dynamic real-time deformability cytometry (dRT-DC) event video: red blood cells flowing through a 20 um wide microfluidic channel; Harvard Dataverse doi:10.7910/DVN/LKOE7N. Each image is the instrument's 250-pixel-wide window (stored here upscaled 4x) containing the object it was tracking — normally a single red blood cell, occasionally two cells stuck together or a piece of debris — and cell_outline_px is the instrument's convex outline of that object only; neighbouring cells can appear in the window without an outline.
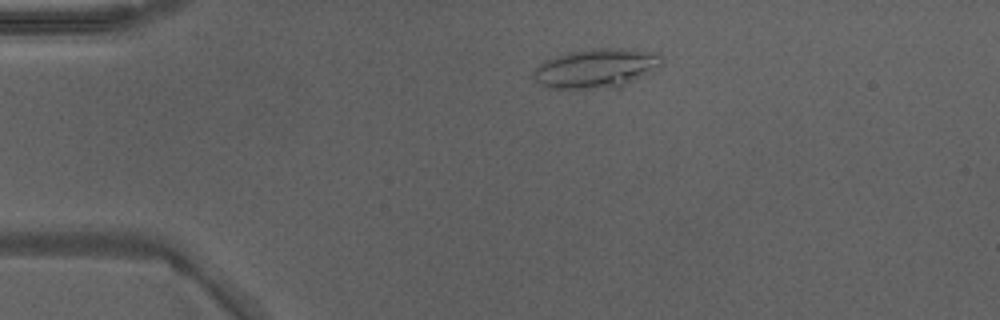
{"species": "Egyptian fruit bat (a non-hibernating species)", "species_latin": "Rousettus aegyptiacus", "temperature_condition": "warm", "stored_images_in_passage": 39, "camera_frame_rate_fps": 3000, "um_per_image_px": 0.085, "animal": {"sex": "male"}, "frame": {"image": 1, "passage_image": 1, "time_ms": 0.0, "image_size_px": [1000, 320], "cell_outline_px": [[664, 64], [660, 68], [620, 92], [552, 88], [540, 84], [532, 76], [532, 72], [544, 60], [556, 56], [572, 52], [600, 48], [632, 48], [660, 52], [664, 60]], "centroid_in_image_um": [50.85, 5.87], "position_along_channel_um": 34.1, "area_um2": 31.39}}
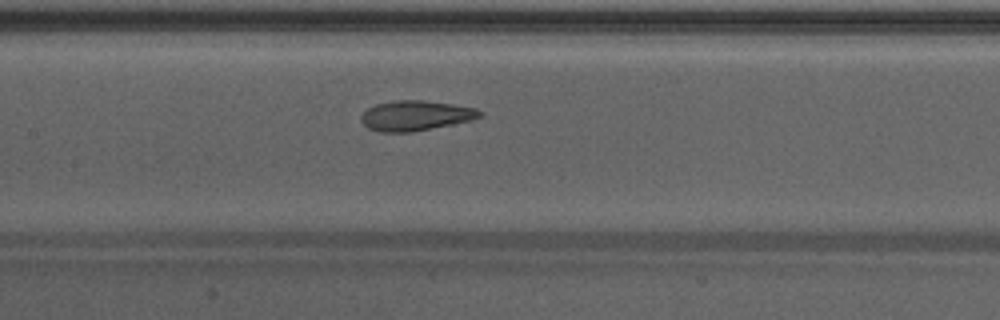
{"frame": {"image": 2, "passage_image": 14, "time_ms": 4.333, "image_size_px": [1000, 320], "cell_outline_px": [[484, 116], [452, 124], [412, 132], [380, 132], [368, 128], [360, 120], [360, 116], [368, 108], [376, 104], [396, 100], [420, 100], [452, 104], [476, 108], [484, 112]], "centroid_in_image_um": [35.32, 9.83], "position_along_channel_um": 172.1, "area_um2": 20.69}}
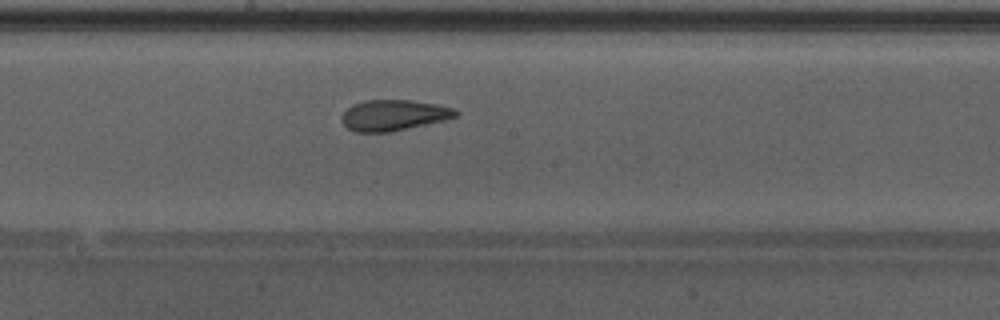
{"frame": {"image": 3, "passage_image": 17, "time_ms": 5.333, "image_size_px": [1000, 320], "cell_outline_px": [[460, 112], [456, 116], [444, 120], [392, 132], [356, 132], [348, 128], [340, 120], [340, 116], [352, 104], [364, 100], [408, 100], [436, 104], [456, 108]], "centroid_in_image_um": [33.45, 9.79], "position_along_channel_um": 214.7, "area_um2": 20.58}, "authors_computed_cell_mechanics": {"area_um2": 21.5594, "velocity_mm_per_s": 4.2844, "shape_relaxation_time_tau1_ms": 6.7099, "shape_relaxation_time_tau2_ms": 1.2115, "deformation_change_tau1": 0.1906, "deformation_change_tau2": 0.0851}}